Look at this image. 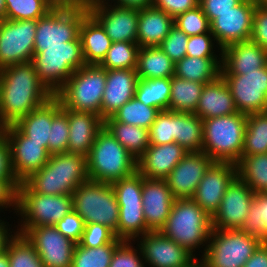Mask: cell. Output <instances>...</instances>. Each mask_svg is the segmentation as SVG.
Instances as JSON below:
<instances>
[{"label":"cell","mask_w":267,"mask_h":267,"mask_svg":"<svg viewBox=\"0 0 267 267\" xmlns=\"http://www.w3.org/2000/svg\"><path fill=\"white\" fill-rule=\"evenodd\" d=\"M53 96L31 61L0 69V125H15Z\"/></svg>","instance_id":"obj_1"},{"label":"cell","mask_w":267,"mask_h":267,"mask_svg":"<svg viewBox=\"0 0 267 267\" xmlns=\"http://www.w3.org/2000/svg\"><path fill=\"white\" fill-rule=\"evenodd\" d=\"M88 180L86 157L64 152L50 154L48 162L23 182L36 193L72 195L80 184Z\"/></svg>","instance_id":"obj_2"},{"label":"cell","mask_w":267,"mask_h":267,"mask_svg":"<svg viewBox=\"0 0 267 267\" xmlns=\"http://www.w3.org/2000/svg\"><path fill=\"white\" fill-rule=\"evenodd\" d=\"M160 231L194 256L201 245V248L206 245L201 252L203 256L212 231V221L210 215L191 198L175 199L166 224Z\"/></svg>","instance_id":"obj_3"},{"label":"cell","mask_w":267,"mask_h":267,"mask_svg":"<svg viewBox=\"0 0 267 267\" xmlns=\"http://www.w3.org/2000/svg\"><path fill=\"white\" fill-rule=\"evenodd\" d=\"M91 181L113 183L137 171V159L103 127L86 157Z\"/></svg>","instance_id":"obj_4"},{"label":"cell","mask_w":267,"mask_h":267,"mask_svg":"<svg viewBox=\"0 0 267 267\" xmlns=\"http://www.w3.org/2000/svg\"><path fill=\"white\" fill-rule=\"evenodd\" d=\"M247 117L236 112L204 119L202 152L214 162L236 164L243 151Z\"/></svg>","instance_id":"obj_5"},{"label":"cell","mask_w":267,"mask_h":267,"mask_svg":"<svg viewBox=\"0 0 267 267\" xmlns=\"http://www.w3.org/2000/svg\"><path fill=\"white\" fill-rule=\"evenodd\" d=\"M31 62L39 79L55 94L79 68L85 65L80 37L65 46L34 47Z\"/></svg>","instance_id":"obj_6"},{"label":"cell","mask_w":267,"mask_h":267,"mask_svg":"<svg viewBox=\"0 0 267 267\" xmlns=\"http://www.w3.org/2000/svg\"><path fill=\"white\" fill-rule=\"evenodd\" d=\"M106 83V69L85 64L76 70L54 94L62 107L101 116V102Z\"/></svg>","instance_id":"obj_7"},{"label":"cell","mask_w":267,"mask_h":267,"mask_svg":"<svg viewBox=\"0 0 267 267\" xmlns=\"http://www.w3.org/2000/svg\"><path fill=\"white\" fill-rule=\"evenodd\" d=\"M73 210L85 224L100 223L117 232L119 205L110 183L88 180L73 192Z\"/></svg>","instance_id":"obj_8"},{"label":"cell","mask_w":267,"mask_h":267,"mask_svg":"<svg viewBox=\"0 0 267 267\" xmlns=\"http://www.w3.org/2000/svg\"><path fill=\"white\" fill-rule=\"evenodd\" d=\"M73 211L72 195H45L33 192L24 182L18 186L16 227L54 226Z\"/></svg>","instance_id":"obj_9"},{"label":"cell","mask_w":267,"mask_h":267,"mask_svg":"<svg viewBox=\"0 0 267 267\" xmlns=\"http://www.w3.org/2000/svg\"><path fill=\"white\" fill-rule=\"evenodd\" d=\"M261 242L240 231L212 229L201 258L207 267H243Z\"/></svg>","instance_id":"obj_10"},{"label":"cell","mask_w":267,"mask_h":267,"mask_svg":"<svg viewBox=\"0 0 267 267\" xmlns=\"http://www.w3.org/2000/svg\"><path fill=\"white\" fill-rule=\"evenodd\" d=\"M36 27L37 20H0V69L32 60Z\"/></svg>","instance_id":"obj_11"},{"label":"cell","mask_w":267,"mask_h":267,"mask_svg":"<svg viewBox=\"0 0 267 267\" xmlns=\"http://www.w3.org/2000/svg\"><path fill=\"white\" fill-rule=\"evenodd\" d=\"M17 232L35 247L43 267H71L76 243L63 236L55 226L17 227Z\"/></svg>","instance_id":"obj_12"},{"label":"cell","mask_w":267,"mask_h":267,"mask_svg":"<svg viewBox=\"0 0 267 267\" xmlns=\"http://www.w3.org/2000/svg\"><path fill=\"white\" fill-rule=\"evenodd\" d=\"M88 13L84 10L52 9L37 19L34 47L65 46L66 42L75 40Z\"/></svg>","instance_id":"obj_13"},{"label":"cell","mask_w":267,"mask_h":267,"mask_svg":"<svg viewBox=\"0 0 267 267\" xmlns=\"http://www.w3.org/2000/svg\"><path fill=\"white\" fill-rule=\"evenodd\" d=\"M228 85L238 112L267 111V65L244 75H221Z\"/></svg>","instance_id":"obj_14"},{"label":"cell","mask_w":267,"mask_h":267,"mask_svg":"<svg viewBox=\"0 0 267 267\" xmlns=\"http://www.w3.org/2000/svg\"><path fill=\"white\" fill-rule=\"evenodd\" d=\"M2 133L8 141L12 170L19 182L48 162L50 153L43 144L30 141L15 125L4 127Z\"/></svg>","instance_id":"obj_15"},{"label":"cell","mask_w":267,"mask_h":267,"mask_svg":"<svg viewBox=\"0 0 267 267\" xmlns=\"http://www.w3.org/2000/svg\"><path fill=\"white\" fill-rule=\"evenodd\" d=\"M255 8L248 0H242L232 10L216 14L210 23V32L219 45L217 52L222 53L230 44L250 40Z\"/></svg>","instance_id":"obj_16"},{"label":"cell","mask_w":267,"mask_h":267,"mask_svg":"<svg viewBox=\"0 0 267 267\" xmlns=\"http://www.w3.org/2000/svg\"><path fill=\"white\" fill-rule=\"evenodd\" d=\"M135 241L139 243L145 265L150 267H185L196 258L161 231H149Z\"/></svg>","instance_id":"obj_17"},{"label":"cell","mask_w":267,"mask_h":267,"mask_svg":"<svg viewBox=\"0 0 267 267\" xmlns=\"http://www.w3.org/2000/svg\"><path fill=\"white\" fill-rule=\"evenodd\" d=\"M254 194L245 182L236 177L228 186L218 210L211 217L212 229H240L246 220Z\"/></svg>","instance_id":"obj_18"},{"label":"cell","mask_w":267,"mask_h":267,"mask_svg":"<svg viewBox=\"0 0 267 267\" xmlns=\"http://www.w3.org/2000/svg\"><path fill=\"white\" fill-rule=\"evenodd\" d=\"M236 177V164L213 162L206 170L191 199L212 217L218 210L228 186Z\"/></svg>","instance_id":"obj_19"},{"label":"cell","mask_w":267,"mask_h":267,"mask_svg":"<svg viewBox=\"0 0 267 267\" xmlns=\"http://www.w3.org/2000/svg\"><path fill=\"white\" fill-rule=\"evenodd\" d=\"M214 161L203 152H188L165 178L175 199L192 198Z\"/></svg>","instance_id":"obj_20"},{"label":"cell","mask_w":267,"mask_h":267,"mask_svg":"<svg viewBox=\"0 0 267 267\" xmlns=\"http://www.w3.org/2000/svg\"><path fill=\"white\" fill-rule=\"evenodd\" d=\"M174 201L165 179L142 176L143 214L149 231H160L165 226Z\"/></svg>","instance_id":"obj_21"},{"label":"cell","mask_w":267,"mask_h":267,"mask_svg":"<svg viewBox=\"0 0 267 267\" xmlns=\"http://www.w3.org/2000/svg\"><path fill=\"white\" fill-rule=\"evenodd\" d=\"M89 13L101 24L112 42L137 43L139 9L110 5L90 8Z\"/></svg>","instance_id":"obj_22"},{"label":"cell","mask_w":267,"mask_h":267,"mask_svg":"<svg viewBox=\"0 0 267 267\" xmlns=\"http://www.w3.org/2000/svg\"><path fill=\"white\" fill-rule=\"evenodd\" d=\"M136 69L106 70L105 90L101 102V118L114 115L126 102L135 97L138 81Z\"/></svg>","instance_id":"obj_23"},{"label":"cell","mask_w":267,"mask_h":267,"mask_svg":"<svg viewBox=\"0 0 267 267\" xmlns=\"http://www.w3.org/2000/svg\"><path fill=\"white\" fill-rule=\"evenodd\" d=\"M267 65V50L251 40L222 49L221 75H244Z\"/></svg>","instance_id":"obj_24"},{"label":"cell","mask_w":267,"mask_h":267,"mask_svg":"<svg viewBox=\"0 0 267 267\" xmlns=\"http://www.w3.org/2000/svg\"><path fill=\"white\" fill-rule=\"evenodd\" d=\"M187 153L176 142L149 145L137 159V171L145 178L165 179Z\"/></svg>","instance_id":"obj_25"},{"label":"cell","mask_w":267,"mask_h":267,"mask_svg":"<svg viewBox=\"0 0 267 267\" xmlns=\"http://www.w3.org/2000/svg\"><path fill=\"white\" fill-rule=\"evenodd\" d=\"M67 115L69 139L67 152L87 157L97 133L104 127V120L98 114L79 112L62 107Z\"/></svg>","instance_id":"obj_26"},{"label":"cell","mask_w":267,"mask_h":267,"mask_svg":"<svg viewBox=\"0 0 267 267\" xmlns=\"http://www.w3.org/2000/svg\"><path fill=\"white\" fill-rule=\"evenodd\" d=\"M238 112L231 91L220 75L203 87L195 114L202 120Z\"/></svg>","instance_id":"obj_27"},{"label":"cell","mask_w":267,"mask_h":267,"mask_svg":"<svg viewBox=\"0 0 267 267\" xmlns=\"http://www.w3.org/2000/svg\"><path fill=\"white\" fill-rule=\"evenodd\" d=\"M62 110L60 101L53 96L42 106L21 118L15 126L30 141L41 143L48 150L52 119Z\"/></svg>","instance_id":"obj_28"},{"label":"cell","mask_w":267,"mask_h":267,"mask_svg":"<svg viewBox=\"0 0 267 267\" xmlns=\"http://www.w3.org/2000/svg\"><path fill=\"white\" fill-rule=\"evenodd\" d=\"M174 26V18L152 6L139 9L137 44L142 47H159Z\"/></svg>","instance_id":"obj_29"},{"label":"cell","mask_w":267,"mask_h":267,"mask_svg":"<svg viewBox=\"0 0 267 267\" xmlns=\"http://www.w3.org/2000/svg\"><path fill=\"white\" fill-rule=\"evenodd\" d=\"M85 64L99 65L111 47L112 40L101 24L88 13L79 28Z\"/></svg>","instance_id":"obj_30"},{"label":"cell","mask_w":267,"mask_h":267,"mask_svg":"<svg viewBox=\"0 0 267 267\" xmlns=\"http://www.w3.org/2000/svg\"><path fill=\"white\" fill-rule=\"evenodd\" d=\"M222 57L185 56L175 64L176 77L193 82L209 83L221 75Z\"/></svg>","instance_id":"obj_31"},{"label":"cell","mask_w":267,"mask_h":267,"mask_svg":"<svg viewBox=\"0 0 267 267\" xmlns=\"http://www.w3.org/2000/svg\"><path fill=\"white\" fill-rule=\"evenodd\" d=\"M136 73L141 80L171 78L175 63L159 47H142L138 52Z\"/></svg>","instance_id":"obj_32"},{"label":"cell","mask_w":267,"mask_h":267,"mask_svg":"<svg viewBox=\"0 0 267 267\" xmlns=\"http://www.w3.org/2000/svg\"><path fill=\"white\" fill-rule=\"evenodd\" d=\"M104 127L136 159L149 146L148 129L144 127L118 122L112 116L104 120Z\"/></svg>","instance_id":"obj_33"},{"label":"cell","mask_w":267,"mask_h":267,"mask_svg":"<svg viewBox=\"0 0 267 267\" xmlns=\"http://www.w3.org/2000/svg\"><path fill=\"white\" fill-rule=\"evenodd\" d=\"M205 83L171 77L169 111L195 113Z\"/></svg>","instance_id":"obj_34"},{"label":"cell","mask_w":267,"mask_h":267,"mask_svg":"<svg viewBox=\"0 0 267 267\" xmlns=\"http://www.w3.org/2000/svg\"><path fill=\"white\" fill-rule=\"evenodd\" d=\"M175 142L187 152H202L203 120L195 113L176 112Z\"/></svg>","instance_id":"obj_35"},{"label":"cell","mask_w":267,"mask_h":267,"mask_svg":"<svg viewBox=\"0 0 267 267\" xmlns=\"http://www.w3.org/2000/svg\"><path fill=\"white\" fill-rule=\"evenodd\" d=\"M236 168L237 177L254 193L267 192V153L241 157Z\"/></svg>","instance_id":"obj_36"},{"label":"cell","mask_w":267,"mask_h":267,"mask_svg":"<svg viewBox=\"0 0 267 267\" xmlns=\"http://www.w3.org/2000/svg\"><path fill=\"white\" fill-rule=\"evenodd\" d=\"M171 78L138 79L135 98L160 111L169 109Z\"/></svg>","instance_id":"obj_37"},{"label":"cell","mask_w":267,"mask_h":267,"mask_svg":"<svg viewBox=\"0 0 267 267\" xmlns=\"http://www.w3.org/2000/svg\"><path fill=\"white\" fill-rule=\"evenodd\" d=\"M267 153V111L248 114L241 157Z\"/></svg>","instance_id":"obj_38"},{"label":"cell","mask_w":267,"mask_h":267,"mask_svg":"<svg viewBox=\"0 0 267 267\" xmlns=\"http://www.w3.org/2000/svg\"><path fill=\"white\" fill-rule=\"evenodd\" d=\"M149 230L145 224L143 205H119L118 229L116 238L122 241H134Z\"/></svg>","instance_id":"obj_39"},{"label":"cell","mask_w":267,"mask_h":267,"mask_svg":"<svg viewBox=\"0 0 267 267\" xmlns=\"http://www.w3.org/2000/svg\"><path fill=\"white\" fill-rule=\"evenodd\" d=\"M240 231L267 243V192L255 193Z\"/></svg>","instance_id":"obj_40"},{"label":"cell","mask_w":267,"mask_h":267,"mask_svg":"<svg viewBox=\"0 0 267 267\" xmlns=\"http://www.w3.org/2000/svg\"><path fill=\"white\" fill-rule=\"evenodd\" d=\"M122 240L116 238L112 243L96 248L75 245L71 267H109L116 247Z\"/></svg>","instance_id":"obj_41"},{"label":"cell","mask_w":267,"mask_h":267,"mask_svg":"<svg viewBox=\"0 0 267 267\" xmlns=\"http://www.w3.org/2000/svg\"><path fill=\"white\" fill-rule=\"evenodd\" d=\"M160 112L155 107L145 106L133 97L126 102L112 117L121 123L149 129Z\"/></svg>","instance_id":"obj_42"},{"label":"cell","mask_w":267,"mask_h":267,"mask_svg":"<svg viewBox=\"0 0 267 267\" xmlns=\"http://www.w3.org/2000/svg\"><path fill=\"white\" fill-rule=\"evenodd\" d=\"M140 47L132 42H112L105 58L99 64L106 70L136 69Z\"/></svg>","instance_id":"obj_43"},{"label":"cell","mask_w":267,"mask_h":267,"mask_svg":"<svg viewBox=\"0 0 267 267\" xmlns=\"http://www.w3.org/2000/svg\"><path fill=\"white\" fill-rule=\"evenodd\" d=\"M52 9L47 0H5L4 19L37 20Z\"/></svg>","instance_id":"obj_44"},{"label":"cell","mask_w":267,"mask_h":267,"mask_svg":"<svg viewBox=\"0 0 267 267\" xmlns=\"http://www.w3.org/2000/svg\"><path fill=\"white\" fill-rule=\"evenodd\" d=\"M6 251L10 267H43L35 247L22 234H16Z\"/></svg>","instance_id":"obj_45"},{"label":"cell","mask_w":267,"mask_h":267,"mask_svg":"<svg viewBox=\"0 0 267 267\" xmlns=\"http://www.w3.org/2000/svg\"><path fill=\"white\" fill-rule=\"evenodd\" d=\"M176 112L163 110L148 129L149 145H163L175 142Z\"/></svg>","instance_id":"obj_46"},{"label":"cell","mask_w":267,"mask_h":267,"mask_svg":"<svg viewBox=\"0 0 267 267\" xmlns=\"http://www.w3.org/2000/svg\"><path fill=\"white\" fill-rule=\"evenodd\" d=\"M118 205H143L142 175L136 171L129 177L111 183Z\"/></svg>","instance_id":"obj_47"},{"label":"cell","mask_w":267,"mask_h":267,"mask_svg":"<svg viewBox=\"0 0 267 267\" xmlns=\"http://www.w3.org/2000/svg\"><path fill=\"white\" fill-rule=\"evenodd\" d=\"M174 25L182 30L186 35L194 36L210 32V22L200 5L179 14L174 18Z\"/></svg>","instance_id":"obj_48"},{"label":"cell","mask_w":267,"mask_h":267,"mask_svg":"<svg viewBox=\"0 0 267 267\" xmlns=\"http://www.w3.org/2000/svg\"><path fill=\"white\" fill-rule=\"evenodd\" d=\"M69 125L67 115L61 110L53 119L48 141L50 154L67 152Z\"/></svg>","instance_id":"obj_49"},{"label":"cell","mask_w":267,"mask_h":267,"mask_svg":"<svg viewBox=\"0 0 267 267\" xmlns=\"http://www.w3.org/2000/svg\"><path fill=\"white\" fill-rule=\"evenodd\" d=\"M188 40L189 36L174 25L159 48L176 64L186 56Z\"/></svg>","instance_id":"obj_50"},{"label":"cell","mask_w":267,"mask_h":267,"mask_svg":"<svg viewBox=\"0 0 267 267\" xmlns=\"http://www.w3.org/2000/svg\"><path fill=\"white\" fill-rule=\"evenodd\" d=\"M133 246L132 241H122L116 247L109 267H145L139 246Z\"/></svg>","instance_id":"obj_51"},{"label":"cell","mask_w":267,"mask_h":267,"mask_svg":"<svg viewBox=\"0 0 267 267\" xmlns=\"http://www.w3.org/2000/svg\"><path fill=\"white\" fill-rule=\"evenodd\" d=\"M116 239L115 233L100 223L85 224L80 246L96 248L105 244L112 243Z\"/></svg>","instance_id":"obj_52"},{"label":"cell","mask_w":267,"mask_h":267,"mask_svg":"<svg viewBox=\"0 0 267 267\" xmlns=\"http://www.w3.org/2000/svg\"><path fill=\"white\" fill-rule=\"evenodd\" d=\"M213 41L215 42L216 40L212 33L190 36L187 43L186 56L199 58L222 57V53L219 55L215 54V49L219 45H214L215 43Z\"/></svg>","instance_id":"obj_53"},{"label":"cell","mask_w":267,"mask_h":267,"mask_svg":"<svg viewBox=\"0 0 267 267\" xmlns=\"http://www.w3.org/2000/svg\"><path fill=\"white\" fill-rule=\"evenodd\" d=\"M54 226L63 236L78 244L81 240L85 223L83 219L73 210L69 214L65 215Z\"/></svg>","instance_id":"obj_54"},{"label":"cell","mask_w":267,"mask_h":267,"mask_svg":"<svg viewBox=\"0 0 267 267\" xmlns=\"http://www.w3.org/2000/svg\"><path fill=\"white\" fill-rule=\"evenodd\" d=\"M250 40L267 50V6H256Z\"/></svg>","instance_id":"obj_55"},{"label":"cell","mask_w":267,"mask_h":267,"mask_svg":"<svg viewBox=\"0 0 267 267\" xmlns=\"http://www.w3.org/2000/svg\"><path fill=\"white\" fill-rule=\"evenodd\" d=\"M19 183L17 179L0 178V212L5 208H12L13 211L17 212Z\"/></svg>","instance_id":"obj_56"},{"label":"cell","mask_w":267,"mask_h":267,"mask_svg":"<svg viewBox=\"0 0 267 267\" xmlns=\"http://www.w3.org/2000/svg\"><path fill=\"white\" fill-rule=\"evenodd\" d=\"M199 5V0H153V6L176 18Z\"/></svg>","instance_id":"obj_57"},{"label":"cell","mask_w":267,"mask_h":267,"mask_svg":"<svg viewBox=\"0 0 267 267\" xmlns=\"http://www.w3.org/2000/svg\"><path fill=\"white\" fill-rule=\"evenodd\" d=\"M241 1L242 0H199V5L211 23L216 18V14L232 10V8Z\"/></svg>","instance_id":"obj_58"},{"label":"cell","mask_w":267,"mask_h":267,"mask_svg":"<svg viewBox=\"0 0 267 267\" xmlns=\"http://www.w3.org/2000/svg\"><path fill=\"white\" fill-rule=\"evenodd\" d=\"M0 178L16 179L11 166L9 144L3 133L0 135Z\"/></svg>","instance_id":"obj_59"},{"label":"cell","mask_w":267,"mask_h":267,"mask_svg":"<svg viewBox=\"0 0 267 267\" xmlns=\"http://www.w3.org/2000/svg\"><path fill=\"white\" fill-rule=\"evenodd\" d=\"M112 3L113 5H119L135 9H143L145 7L152 6L153 0H92L90 8H103L105 6L112 5Z\"/></svg>","instance_id":"obj_60"},{"label":"cell","mask_w":267,"mask_h":267,"mask_svg":"<svg viewBox=\"0 0 267 267\" xmlns=\"http://www.w3.org/2000/svg\"><path fill=\"white\" fill-rule=\"evenodd\" d=\"M92 0H47L53 9L89 11Z\"/></svg>","instance_id":"obj_61"},{"label":"cell","mask_w":267,"mask_h":267,"mask_svg":"<svg viewBox=\"0 0 267 267\" xmlns=\"http://www.w3.org/2000/svg\"><path fill=\"white\" fill-rule=\"evenodd\" d=\"M243 267H267V243H261Z\"/></svg>","instance_id":"obj_62"},{"label":"cell","mask_w":267,"mask_h":267,"mask_svg":"<svg viewBox=\"0 0 267 267\" xmlns=\"http://www.w3.org/2000/svg\"><path fill=\"white\" fill-rule=\"evenodd\" d=\"M9 222L3 221L0 219V253L4 252L7 249L9 242L16 236L18 233L16 231H10ZM9 227V228H8ZM10 231V232H9ZM13 232V234H12Z\"/></svg>","instance_id":"obj_63"},{"label":"cell","mask_w":267,"mask_h":267,"mask_svg":"<svg viewBox=\"0 0 267 267\" xmlns=\"http://www.w3.org/2000/svg\"><path fill=\"white\" fill-rule=\"evenodd\" d=\"M0 267H10L7 251L0 253Z\"/></svg>","instance_id":"obj_64"},{"label":"cell","mask_w":267,"mask_h":267,"mask_svg":"<svg viewBox=\"0 0 267 267\" xmlns=\"http://www.w3.org/2000/svg\"><path fill=\"white\" fill-rule=\"evenodd\" d=\"M185 267H207L206 264L204 263L202 258L197 259V257L191 261L188 265Z\"/></svg>","instance_id":"obj_65"},{"label":"cell","mask_w":267,"mask_h":267,"mask_svg":"<svg viewBox=\"0 0 267 267\" xmlns=\"http://www.w3.org/2000/svg\"><path fill=\"white\" fill-rule=\"evenodd\" d=\"M254 6H267V0H248Z\"/></svg>","instance_id":"obj_66"},{"label":"cell","mask_w":267,"mask_h":267,"mask_svg":"<svg viewBox=\"0 0 267 267\" xmlns=\"http://www.w3.org/2000/svg\"><path fill=\"white\" fill-rule=\"evenodd\" d=\"M5 14V0H0V20L4 19Z\"/></svg>","instance_id":"obj_67"},{"label":"cell","mask_w":267,"mask_h":267,"mask_svg":"<svg viewBox=\"0 0 267 267\" xmlns=\"http://www.w3.org/2000/svg\"><path fill=\"white\" fill-rule=\"evenodd\" d=\"M3 127L0 125V135L2 134Z\"/></svg>","instance_id":"obj_68"}]
</instances>
